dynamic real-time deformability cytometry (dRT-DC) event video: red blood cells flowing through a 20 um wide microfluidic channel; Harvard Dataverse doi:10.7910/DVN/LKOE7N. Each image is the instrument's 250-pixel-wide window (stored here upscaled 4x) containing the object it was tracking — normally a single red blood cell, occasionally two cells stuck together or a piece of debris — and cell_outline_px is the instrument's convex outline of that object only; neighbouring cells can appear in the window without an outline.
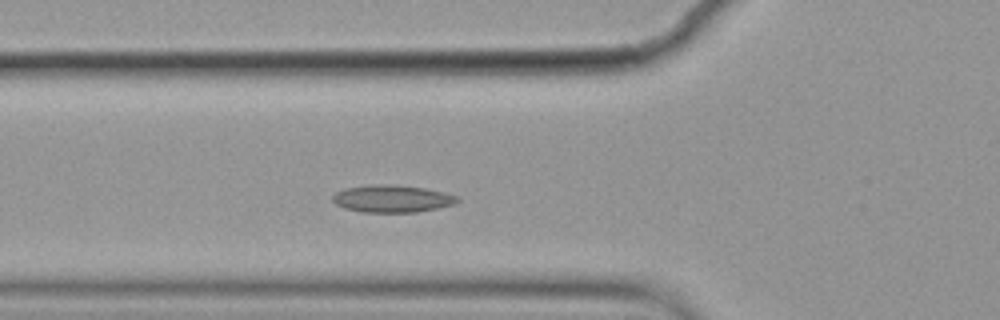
{"species": "common noctule bat (a hibernating species)", "species_latin": "Nyctalus noctula", "temperature_condition": "cold", "stored_images_in_passage": 3, "camera_frame_rate_fps": 3000, "um_per_image_px": 0.085, "animal": {"sex": "female", "body_mass_g": 19.9}, "frame": {"image": 1, "passage_image": 3, "time_ms": 0.667, "image_size_px": [1000, 320], "cell_outline_px": [[460, 200], [456, 204], [416, 212], [364, 212], [344, 208], [336, 204], [332, 200], [332, 196], [336, 192], [344, 188], [376, 184], [380, 184], [424, 188], [444, 192], [456, 196]], "centroid_in_image_um": [33.32, 16.89], "position_along_channel_um": 92.5, "area_um2": 19.65}}